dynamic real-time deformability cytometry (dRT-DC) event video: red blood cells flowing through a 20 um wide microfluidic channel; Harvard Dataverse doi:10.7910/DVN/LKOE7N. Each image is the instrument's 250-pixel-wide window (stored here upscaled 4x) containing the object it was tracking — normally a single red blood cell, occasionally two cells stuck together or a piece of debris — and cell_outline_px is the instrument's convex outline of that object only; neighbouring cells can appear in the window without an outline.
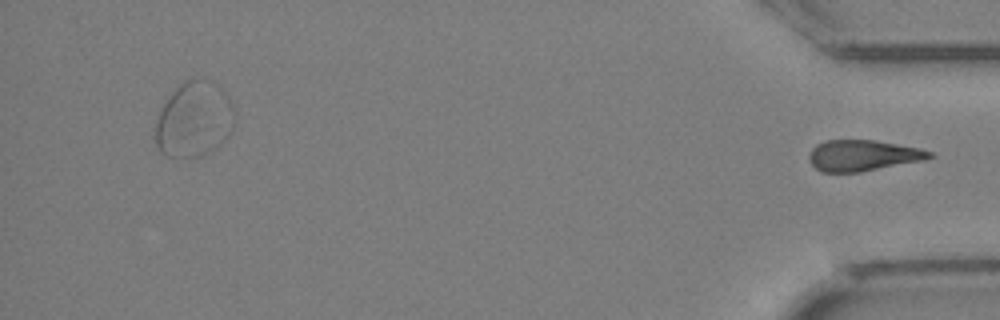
{"species": "Egyptian fruit bat (a non-hibernating species)", "species_latin": "Rousettus aegyptiacus", "temperature_condition": "cold", "stored_images_in_passage": 24, "segment_of_instrument_passage": [2, 2], "camera_frame_rate_fps": 3000, "um_per_image_px": 0.085, "animal": {"sex": "female"}, "frame": {"image": 1, "passage_image": 24, "time_ms": 7.667, "image_size_px": [1000, 320], "cell_outline_px": [[936, 156], [924, 160], [860, 172], [820, 172], [808, 160], [808, 156], [812, 148], [816, 144], [824, 140], [876, 140], [920, 148], [932, 152]], "centroid_in_image_um": [73.34, 13.21], "position_along_channel_um": 361.9, "area_um2": 21.91}}